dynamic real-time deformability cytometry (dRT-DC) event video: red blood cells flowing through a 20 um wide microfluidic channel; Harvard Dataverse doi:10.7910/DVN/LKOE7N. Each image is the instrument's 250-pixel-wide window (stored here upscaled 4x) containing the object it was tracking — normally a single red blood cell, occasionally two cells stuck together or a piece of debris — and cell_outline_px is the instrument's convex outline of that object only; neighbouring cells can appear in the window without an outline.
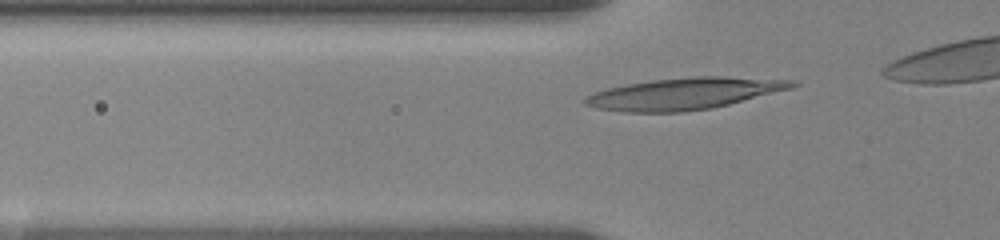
{"species": "human", "species_latin": "Homo sapiens", "temperature_condition": "room temperature", "stored_images_in_passage": 8, "camera_frame_rate_fps": 3000, "um_per_image_px": 0.085, "donor": {"sex": "female"}, "frame": {"image": 1, "passage_image": 3, "time_ms": 1.0, "image_size_px": [1000, 240], "cell_outline_px": [[800, 84], [792, 88], [712, 108], [684, 112], [624, 112], [596, 108], [584, 104], [580, 100], [584, 96], [592, 92], [608, 88], [628, 84], [652, 80], [696, 76], [724, 76], [796, 80]], "centroid_in_image_um": [58.13, 7.96], "position_along_channel_um": 67.7, "area_um2": 38.38}}
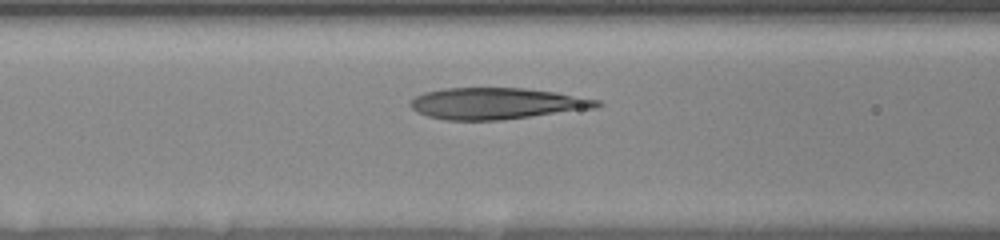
{"frame": {"image": 2, "passage_image": 6, "time_ms": 2.667, "image_size_px": [1000, 240], "cell_outline_px": [[604, 104], [596, 108], [500, 120], [444, 120], [428, 116], [416, 112], [408, 104], [408, 100], [424, 92], [444, 88], [524, 88], [556, 92], [600, 100]], "centroid_in_image_um": [42.18, 8.79], "position_along_channel_um": 124.4, "area_um2": 34.28}}